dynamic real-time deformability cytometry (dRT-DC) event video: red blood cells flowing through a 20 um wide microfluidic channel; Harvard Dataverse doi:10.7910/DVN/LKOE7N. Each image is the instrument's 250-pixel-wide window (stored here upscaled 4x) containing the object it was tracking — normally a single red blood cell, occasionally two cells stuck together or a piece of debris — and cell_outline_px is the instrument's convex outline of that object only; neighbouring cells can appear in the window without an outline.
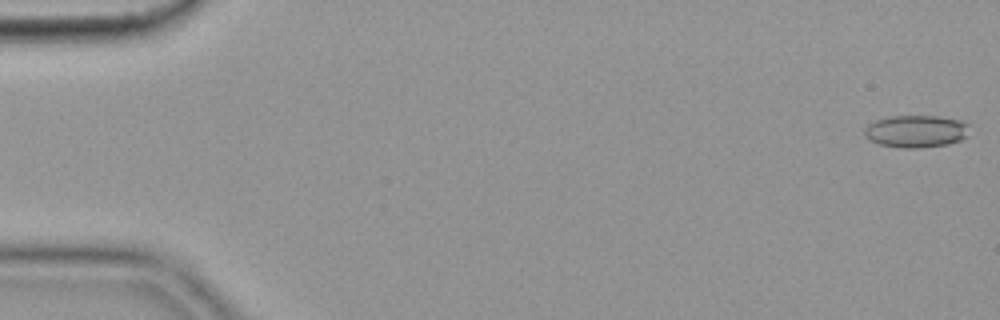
{"species": "common noctule bat (a hibernating species)", "species_latin": "Nyctalus noctula", "temperature_condition": "cold", "stored_images_in_passage": 55, "camera_frame_rate_fps": 3000, "um_per_image_px": 0.085, "animal": {"sex": "female", "body_mass_g": 19.9}, "frame": {"image": 1, "passage_image": 1, "time_ms": 0.0, "image_size_px": [1000, 320], "cell_outline_px": [[972, 124], [968, 136], [960, 140], [948, 144], [916, 148], [904, 148], [880, 144], [868, 140], [864, 136], [864, 128], [868, 124], [876, 120], [892, 116], [936, 116], [960, 120]], "centroid_in_image_um": [77.9, 11.15], "position_along_channel_um": 7.1, "area_um2": 20.0}}
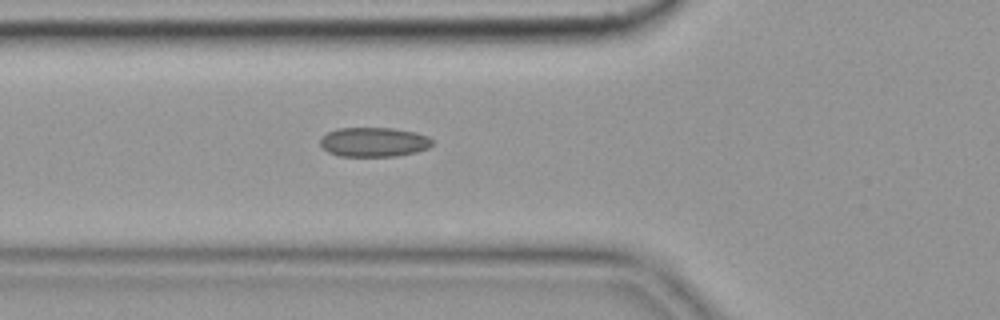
{"frame": {"image": 2, "passage_image": 20, "time_ms": 6.333, "image_size_px": [1000, 320], "cell_outline_px": [[432, 144], [428, 148], [416, 152], [396, 156], [340, 156], [328, 152], [320, 144], [320, 136], [336, 128], [392, 128], [416, 132], [428, 136], [432, 140]], "centroid_in_image_um": [31.76, 12.07], "position_along_channel_um": 94.0, "area_um2": 19.31}}
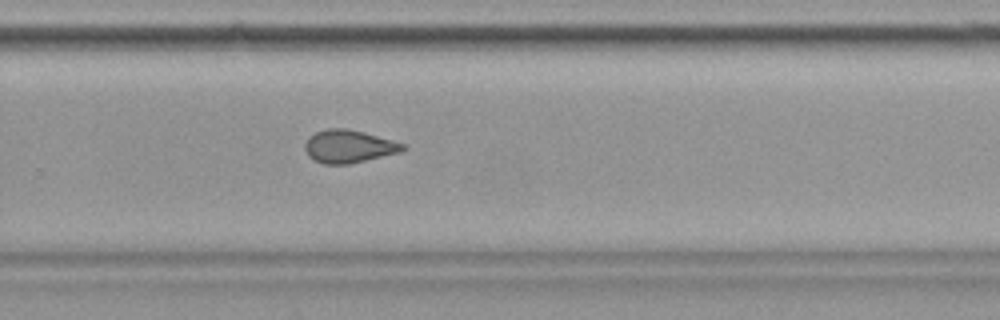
{"frame": {"image": 3, "passage_image": 37, "time_ms": 12.0, "image_size_px": [1000, 320], "cell_outline_px": [[408, 148], [400, 152], [348, 164], [324, 164], [308, 156], [304, 148], [304, 144], [308, 136], [316, 132], [328, 128], [344, 128], [364, 132], [392, 140], [404, 144]], "centroid_in_image_um": [29.62, 12.43], "position_along_channel_um": 300.2, "area_um2": 18.67}, "authors_computed_cell_mechanics": {"area_um2": 19.1896, "velocity_mm_per_s": 3.6396, "shape_relaxation_time_tau1_ms": null, "shape_relaxation_time_tau2_ms": 2.1735, "deformation_change_tau1": null, "deformation_change_tau2": 0.0737}}